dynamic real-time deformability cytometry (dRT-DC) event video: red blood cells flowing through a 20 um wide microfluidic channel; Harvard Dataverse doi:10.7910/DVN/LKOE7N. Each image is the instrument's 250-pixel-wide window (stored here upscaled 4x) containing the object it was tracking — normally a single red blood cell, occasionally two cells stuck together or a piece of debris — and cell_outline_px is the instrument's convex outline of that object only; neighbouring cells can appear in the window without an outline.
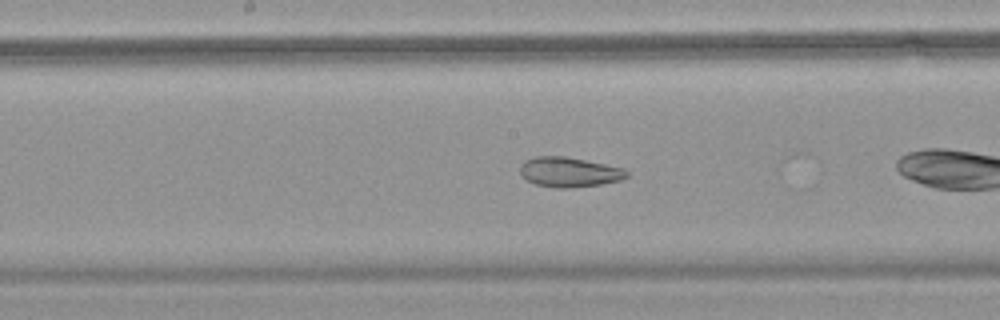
{"species": "common noctule bat (a hibernating species)", "species_latin": "Nyctalus noctula", "temperature_condition": "warm", "stored_images_in_passage": 28, "camera_frame_rate_fps": 3000, "um_per_image_px": 0.085, "animal": {"sex": "female", "body_mass_g": 18.4}, "frame": {"image": 1, "passage_image": 13, "time_ms": 4.0, "image_size_px": [1000, 320], "cell_outline_px": [[628, 176], [620, 180], [600, 184], [568, 188], [556, 188], [536, 184], [528, 180], [520, 172], [520, 164], [524, 160], [536, 156], [564, 156], [624, 168], [628, 172]], "centroid_in_image_um": [48.37, 14.62], "position_along_channel_um": 199.8, "area_um2": 18.38}}
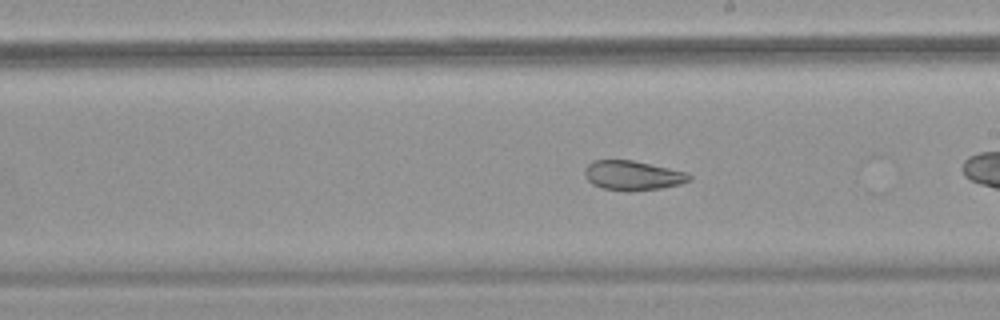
{"frame": {"image": 2, "passage_image": 16, "time_ms": 5.0, "image_size_px": [1000, 320], "cell_outline_px": [[692, 180], [680, 184], [660, 188], [632, 192], [624, 192], [604, 188], [592, 184], [588, 180], [584, 172], [584, 168], [592, 160], [632, 160], [688, 172], [692, 176]], "centroid_in_image_um": [53.79, 14.92], "position_along_channel_um": 235.2, "area_um2": 18.21}}